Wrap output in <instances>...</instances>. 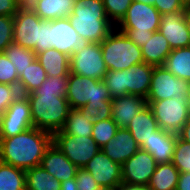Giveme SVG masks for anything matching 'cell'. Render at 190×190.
I'll return each mask as SVG.
<instances>
[{
	"label": "cell",
	"instance_id": "39",
	"mask_svg": "<svg viewBox=\"0 0 190 190\" xmlns=\"http://www.w3.org/2000/svg\"><path fill=\"white\" fill-rule=\"evenodd\" d=\"M19 76L15 67L5 53H0V83L18 87Z\"/></svg>",
	"mask_w": 190,
	"mask_h": 190
},
{
	"label": "cell",
	"instance_id": "10",
	"mask_svg": "<svg viewBox=\"0 0 190 190\" xmlns=\"http://www.w3.org/2000/svg\"><path fill=\"white\" fill-rule=\"evenodd\" d=\"M52 142L78 168H83L101 149L92 136H72L60 131L52 135Z\"/></svg>",
	"mask_w": 190,
	"mask_h": 190
},
{
	"label": "cell",
	"instance_id": "6",
	"mask_svg": "<svg viewBox=\"0 0 190 190\" xmlns=\"http://www.w3.org/2000/svg\"><path fill=\"white\" fill-rule=\"evenodd\" d=\"M66 99L71 109L84 107L88 102L112 101L103 80L69 73Z\"/></svg>",
	"mask_w": 190,
	"mask_h": 190
},
{
	"label": "cell",
	"instance_id": "18",
	"mask_svg": "<svg viewBox=\"0 0 190 190\" xmlns=\"http://www.w3.org/2000/svg\"><path fill=\"white\" fill-rule=\"evenodd\" d=\"M139 149V144L127 128H119L115 137L101 148L106 156L121 165Z\"/></svg>",
	"mask_w": 190,
	"mask_h": 190
},
{
	"label": "cell",
	"instance_id": "41",
	"mask_svg": "<svg viewBox=\"0 0 190 190\" xmlns=\"http://www.w3.org/2000/svg\"><path fill=\"white\" fill-rule=\"evenodd\" d=\"M19 94L18 87L0 83V111L3 113Z\"/></svg>",
	"mask_w": 190,
	"mask_h": 190
},
{
	"label": "cell",
	"instance_id": "21",
	"mask_svg": "<svg viewBox=\"0 0 190 190\" xmlns=\"http://www.w3.org/2000/svg\"><path fill=\"white\" fill-rule=\"evenodd\" d=\"M153 70L154 66L145 62L125 69L126 95H138L146 99L151 86Z\"/></svg>",
	"mask_w": 190,
	"mask_h": 190
},
{
	"label": "cell",
	"instance_id": "24",
	"mask_svg": "<svg viewBox=\"0 0 190 190\" xmlns=\"http://www.w3.org/2000/svg\"><path fill=\"white\" fill-rule=\"evenodd\" d=\"M48 77L65 76L70 73V57L51 48L36 54Z\"/></svg>",
	"mask_w": 190,
	"mask_h": 190
},
{
	"label": "cell",
	"instance_id": "43",
	"mask_svg": "<svg viewBox=\"0 0 190 190\" xmlns=\"http://www.w3.org/2000/svg\"><path fill=\"white\" fill-rule=\"evenodd\" d=\"M78 190H95L99 184L95 182L92 174L84 168H78L75 177Z\"/></svg>",
	"mask_w": 190,
	"mask_h": 190
},
{
	"label": "cell",
	"instance_id": "40",
	"mask_svg": "<svg viewBox=\"0 0 190 190\" xmlns=\"http://www.w3.org/2000/svg\"><path fill=\"white\" fill-rule=\"evenodd\" d=\"M13 17L0 15V53L13 42Z\"/></svg>",
	"mask_w": 190,
	"mask_h": 190
},
{
	"label": "cell",
	"instance_id": "34",
	"mask_svg": "<svg viewBox=\"0 0 190 190\" xmlns=\"http://www.w3.org/2000/svg\"><path fill=\"white\" fill-rule=\"evenodd\" d=\"M84 117L90 122L102 121L111 118V101H102L100 103L88 102L84 107L79 108Z\"/></svg>",
	"mask_w": 190,
	"mask_h": 190
},
{
	"label": "cell",
	"instance_id": "47",
	"mask_svg": "<svg viewBox=\"0 0 190 190\" xmlns=\"http://www.w3.org/2000/svg\"><path fill=\"white\" fill-rule=\"evenodd\" d=\"M178 136L182 140L190 143V119L184 124Z\"/></svg>",
	"mask_w": 190,
	"mask_h": 190
},
{
	"label": "cell",
	"instance_id": "7",
	"mask_svg": "<svg viewBox=\"0 0 190 190\" xmlns=\"http://www.w3.org/2000/svg\"><path fill=\"white\" fill-rule=\"evenodd\" d=\"M159 128L178 135L190 119L187 98H168L161 101H146Z\"/></svg>",
	"mask_w": 190,
	"mask_h": 190
},
{
	"label": "cell",
	"instance_id": "17",
	"mask_svg": "<svg viewBox=\"0 0 190 190\" xmlns=\"http://www.w3.org/2000/svg\"><path fill=\"white\" fill-rule=\"evenodd\" d=\"M40 166L60 182L75 178L78 169L53 142L46 149Z\"/></svg>",
	"mask_w": 190,
	"mask_h": 190
},
{
	"label": "cell",
	"instance_id": "29",
	"mask_svg": "<svg viewBox=\"0 0 190 190\" xmlns=\"http://www.w3.org/2000/svg\"><path fill=\"white\" fill-rule=\"evenodd\" d=\"M47 75L42 65L36 59L28 67L23 70L19 76L18 89L20 94L27 95L39 88L46 80Z\"/></svg>",
	"mask_w": 190,
	"mask_h": 190
},
{
	"label": "cell",
	"instance_id": "1",
	"mask_svg": "<svg viewBox=\"0 0 190 190\" xmlns=\"http://www.w3.org/2000/svg\"><path fill=\"white\" fill-rule=\"evenodd\" d=\"M52 134L31 127L10 138H0V161L23 170L40 166Z\"/></svg>",
	"mask_w": 190,
	"mask_h": 190
},
{
	"label": "cell",
	"instance_id": "12",
	"mask_svg": "<svg viewBox=\"0 0 190 190\" xmlns=\"http://www.w3.org/2000/svg\"><path fill=\"white\" fill-rule=\"evenodd\" d=\"M156 166L154 157L148 151L139 149L121 165L122 183L148 185Z\"/></svg>",
	"mask_w": 190,
	"mask_h": 190
},
{
	"label": "cell",
	"instance_id": "48",
	"mask_svg": "<svg viewBox=\"0 0 190 190\" xmlns=\"http://www.w3.org/2000/svg\"><path fill=\"white\" fill-rule=\"evenodd\" d=\"M118 190H151L148 185L121 184Z\"/></svg>",
	"mask_w": 190,
	"mask_h": 190
},
{
	"label": "cell",
	"instance_id": "16",
	"mask_svg": "<svg viewBox=\"0 0 190 190\" xmlns=\"http://www.w3.org/2000/svg\"><path fill=\"white\" fill-rule=\"evenodd\" d=\"M159 32L169 42L171 49L190 46V33L184 18V11L161 15Z\"/></svg>",
	"mask_w": 190,
	"mask_h": 190
},
{
	"label": "cell",
	"instance_id": "5",
	"mask_svg": "<svg viewBox=\"0 0 190 190\" xmlns=\"http://www.w3.org/2000/svg\"><path fill=\"white\" fill-rule=\"evenodd\" d=\"M100 47L107 70H125L144 62L141 48L116 28L100 43Z\"/></svg>",
	"mask_w": 190,
	"mask_h": 190
},
{
	"label": "cell",
	"instance_id": "9",
	"mask_svg": "<svg viewBox=\"0 0 190 190\" xmlns=\"http://www.w3.org/2000/svg\"><path fill=\"white\" fill-rule=\"evenodd\" d=\"M189 94L190 82L177 78L164 66L154 67L146 101L188 98Z\"/></svg>",
	"mask_w": 190,
	"mask_h": 190
},
{
	"label": "cell",
	"instance_id": "46",
	"mask_svg": "<svg viewBox=\"0 0 190 190\" xmlns=\"http://www.w3.org/2000/svg\"><path fill=\"white\" fill-rule=\"evenodd\" d=\"M176 190H190V172H180Z\"/></svg>",
	"mask_w": 190,
	"mask_h": 190
},
{
	"label": "cell",
	"instance_id": "33",
	"mask_svg": "<svg viewBox=\"0 0 190 190\" xmlns=\"http://www.w3.org/2000/svg\"><path fill=\"white\" fill-rule=\"evenodd\" d=\"M118 129V125L112 118L94 121L91 136L96 144L102 148L107 142L115 137Z\"/></svg>",
	"mask_w": 190,
	"mask_h": 190
},
{
	"label": "cell",
	"instance_id": "32",
	"mask_svg": "<svg viewBox=\"0 0 190 190\" xmlns=\"http://www.w3.org/2000/svg\"><path fill=\"white\" fill-rule=\"evenodd\" d=\"M4 53L13 64L15 63L18 76L36 60V53L33 50L24 48L15 42H12L6 48Z\"/></svg>",
	"mask_w": 190,
	"mask_h": 190
},
{
	"label": "cell",
	"instance_id": "11",
	"mask_svg": "<svg viewBox=\"0 0 190 190\" xmlns=\"http://www.w3.org/2000/svg\"><path fill=\"white\" fill-rule=\"evenodd\" d=\"M33 127L29 100L26 95L18 97L2 113L0 138H10Z\"/></svg>",
	"mask_w": 190,
	"mask_h": 190
},
{
	"label": "cell",
	"instance_id": "19",
	"mask_svg": "<svg viewBox=\"0 0 190 190\" xmlns=\"http://www.w3.org/2000/svg\"><path fill=\"white\" fill-rule=\"evenodd\" d=\"M111 103V118L119 128H127L132 118L147 105L144 97L130 94L113 98Z\"/></svg>",
	"mask_w": 190,
	"mask_h": 190
},
{
	"label": "cell",
	"instance_id": "13",
	"mask_svg": "<svg viewBox=\"0 0 190 190\" xmlns=\"http://www.w3.org/2000/svg\"><path fill=\"white\" fill-rule=\"evenodd\" d=\"M40 19L31 8H20L13 16V42L33 50L39 44Z\"/></svg>",
	"mask_w": 190,
	"mask_h": 190
},
{
	"label": "cell",
	"instance_id": "55",
	"mask_svg": "<svg viewBox=\"0 0 190 190\" xmlns=\"http://www.w3.org/2000/svg\"><path fill=\"white\" fill-rule=\"evenodd\" d=\"M187 102H188V107H189V112H190V94H189V97L187 98Z\"/></svg>",
	"mask_w": 190,
	"mask_h": 190
},
{
	"label": "cell",
	"instance_id": "28",
	"mask_svg": "<svg viewBox=\"0 0 190 190\" xmlns=\"http://www.w3.org/2000/svg\"><path fill=\"white\" fill-rule=\"evenodd\" d=\"M26 190H60L61 182L41 166L25 170Z\"/></svg>",
	"mask_w": 190,
	"mask_h": 190
},
{
	"label": "cell",
	"instance_id": "36",
	"mask_svg": "<svg viewBox=\"0 0 190 190\" xmlns=\"http://www.w3.org/2000/svg\"><path fill=\"white\" fill-rule=\"evenodd\" d=\"M103 81L112 99L126 95L125 70H108Z\"/></svg>",
	"mask_w": 190,
	"mask_h": 190
},
{
	"label": "cell",
	"instance_id": "37",
	"mask_svg": "<svg viewBox=\"0 0 190 190\" xmlns=\"http://www.w3.org/2000/svg\"><path fill=\"white\" fill-rule=\"evenodd\" d=\"M108 19L116 26L125 16L133 0H102Z\"/></svg>",
	"mask_w": 190,
	"mask_h": 190
},
{
	"label": "cell",
	"instance_id": "8",
	"mask_svg": "<svg viewBox=\"0 0 190 190\" xmlns=\"http://www.w3.org/2000/svg\"><path fill=\"white\" fill-rule=\"evenodd\" d=\"M69 63L70 73L89 78L104 80V76L108 72L102 57L100 43L84 42L70 56Z\"/></svg>",
	"mask_w": 190,
	"mask_h": 190
},
{
	"label": "cell",
	"instance_id": "20",
	"mask_svg": "<svg viewBox=\"0 0 190 190\" xmlns=\"http://www.w3.org/2000/svg\"><path fill=\"white\" fill-rule=\"evenodd\" d=\"M176 139V134L159 128L153 132V136L142 144L140 149L148 151L157 164L171 163Z\"/></svg>",
	"mask_w": 190,
	"mask_h": 190
},
{
	"label": "cell",
	"instance_id": "50",
	"mask_svg": "<svg viewBox=\"0 0 190 190\" xmlns=\"http://www.w3.org/2000/svg\"><path fill=\"white\" fill-rule=\"evenodd\" d=\"M20 8H32L39 0H17Z\"/></svg>",
	"mask_w": 190,
	"mask_h": 190
},
{
	"label": "cell",
	"instance_id": "30",
	"mask_svg": "<svg viewBox=\"0 0 190 190\" xmlns=\"http://www.w3.org/2000/svg\"><path fill=\"white\" fill-rule=\"evenodd\" d=\"M0 190H26L25 170L0 161Z\"/></svg>",
	"mask_w": 190,
	"mask_h": 190
},
{
	"label": "cell",
	"instance_id": "25",
	"mask_svg": "<svg viewBox=\"0 0 190 190\" xmlns=\"http://www.w3.org/2000/svg\"><path fill=\"white\" fill-rule=\"evenodd\" d=\"M75 0H39L31 9L42 19L51 21L71 15Z\"/></svg>",
	"mask_w": 190,
	"mask_h": 190
},
{
	"label": "cell",
	"instance_id": "27",
	"mask_svg": "<svg viewBox=\"0 0 190 190\" xmlns=\"http://www.w3.org/2000/svg\"><path fill=\"white\" fill-rule=\"evenodd\" d=\"M164 67L177 78L190 82V46L172 49Z\"/></svg>",
	"mask_w": 190,
	"mask_h": 190
},
{
	"label": "cell",
	"instance_id": "35",
	"mask_svg": "<svg viewBox=\"0 0 190 190\" xmlns=\"http://www.w3.org/2000/svg\"><path fill=\"white\" fill-rule=\"evenodd\" d=\"M172 163L179 172H190V143L182 140L178 135L174 146Z\"/></svg>",
	"mask_w": 190,
	"mask_h": 190
},
{
	"label": "cell",
	"instance_id": "4",
	"mask_svg": "<svg viewBox=\"0 0 190 190\" xmlns=\"http://www.w3.org/2000/svg\"><path fill=\"white\" fill-rule=\"evenodd\" d=\"M160 20L161 14L153 5L133 1L115 28L141 48L159 31Z\"/></svg>",
	"mask_w": 190,
	"mask_h": 190
},
{
	"label": "cell",
	"instance_id": "54",
	"mask_svg": "<svg viewBox=\"0 0 190 190\" xmlns=\"http://www.w3.org/2000/svg\"><path fill=\"white\" fill-rule=\"evenodd\" d=\"M184 6H190V0H180Z\"/></svg>",
	"mask_w": 190,
	"mask_h": 190
},
{
	"label": "cell",
	"instance_id": "22",
	"mask_svg": "<svg viewBox=\"0 0 190 190\" xmlns=\"http://www.w3.org/2000/svg\"><path fill=\"white\" fill-rule=\"evenodd\" d=\"M171 50L169 42L159 31L153 32L152 37L141 47L143 61L154 67L164 66Z\"/></svg>",
	"mask_w": 190,
	"mask_h": 190
},
{
	"label": "cell",
	"instance_id": "23",
	"mask_svg": "<svg viewBox=\"0 0 190 190\" xmlns=\"http://www.w3.org/2000/svg\"><path fill=\"white\" fill-rule=\"evenodd\" d=\"M127 129L141 147L145 141L153 136V132L159 129V126L150 107L146 105L132 118Z\"/></svg>",
	"mask_w": 190,
	"mask_h": 190
},
{
	"label": "cell",
	"instance_id": "53",
	"mask_svg": "<svg viewBox=\"0 0 190 190\" xmlns=\"http://www.w3.org/2000/svg\"><path fill=\"white\" fill-rule=\"evenodd\" d=\"M141 3H146L154 6L155 0H133Z\"/></svg>",
	"mask_w": 190,
	"mask_h": 190
},
{
	"label": "cell",
	"instance_id": "52",
	"mask_svg": "<svg viewBox=\"0 0 190 190\" xmlns=\"http://www.w3.org/2000/svg\"><path fill=\"white\" fill-rule=\"evenodd\" d=\"M95 190H118V188L99 185Z\"/></svg>",
	"mask_w": 190,
	"mask_h": 190
},
{
	"label": "cell",
	"instance_id": "14",
	"mask_svg": "<svg viewBox=\"0 0 190 190\" xmlns=\"http://www.w3.org/2000/svg\"><path fill=\"white\" fill-rule=\"evenodd\" d=\"M83 168L100 186L118 188L122 184L121 164L112 161L101 149Z\"/></svg>",
	"mask_w": 190,
	"mask_h": 190
},
{
	"label": "cell",
	"instance_id": "2",
	"mask_svg": "<svg viewBox=\"0 0 190 190\" xmlns=\"http://www.w3.org/2000/svg\"><path fill=\"white\" fill-rule=\"evenodd\" d=\"M84 42L101 43L114 29L102 0H75L68 17Z\"/></svg>",
	"mask_w": 190,
	"mask_h": 190
},
{
	"label": "cell",
	"instance_id": "51",
	"mask_svg": "<svg viewBox=\"0 0 190 190\" xmlns=\"http://www.w3.org/2000/svg\"><path fill=\"white\" fill-rule=\"evenodd\" d=\"M184 18L187 25V29L189 30L190 33V6H185Z\"/></svg>",
	"mask_w": 190,
	"mask_h": 190
},
{
	"label": "cell",
	"instance_id": "42",
	"mask_svg": "<svg viewBox=\"0 0 190 190\" xmlns=\"http://www.w3.org/2000/svg\"><path fill=\"white\" fill-rule=\"evenodd\" d=\"M47 49H51L50 21L40 19L39 44L35 45V48L33 49V51L37 54Z\"/></svg>",
	"mask_w": 190,
	"mask_h": 190
},
{
	"label": "cell",
	"instance_id": "45",
	"mask_svg": "<svg viewBox=\"0 0 190 190\" xmlns=\"http://www.w3.org/2000/svg\"><path fill=\"white\" fill-rule=\"evenodd\" d=\"M19 9L17 0H0V15L13 17Z\"/></svg>",
	"mask_w": 190,
	"mask_h": 190
},
{
	"label": "cell",
	"instance_id": "3",
	"mask_svg": "<svg viewBox=\"0 0 190 190\" xmlns=\"http://www.w3.org/2000/svg\"><path fill=\"white\" fill-rule=\"evenodd\" d=\"M26 96L30 104L33 127L52 135L62 129L71 110L66 97L41 92H31Z\"/></svg>",
	"mask_w": 190,
	"mask_h": 190
},
{
	"label": "cell",
	"instance_id": "26",
	"mask_svg": "<svg viewBox=\"0 0 190 190\" xmlns=\"http://www.w3.org/2000/svg\"><path fill=\"white\" fill-rule=\"evenodd\" d=\"M179 174L172 162L157 164L148 186L151 190H176Z\"/></svg>",
	"mask_w": 190,
	"mask_h": 190
},
{
	"label": "cell",
	"instance_id": "49",
	"mask_svg": "<svg viewBox=\"0 0 190 190\" xmlns=\"http://www.w3.org/2000/svg\"><path fill=\"white\" fill-rule=\"evenodd\" d=\"M60 190H78L75 178L69 179L65 182H61Z\"/></svg>",
	"mask_w": 190,
	"mask_h": 190
},
{
	"label": "cell",
	"instance_id": "56",
	"mask_svg": "<svg viewBox=\"0 0 190 190\" xmlns=\"http://www.w3.org/2000/svg\"><path fill=\"white\" fill-rule=\"evenodd\" d=\"M1 116H2V112L0 111V126H1Z\"/></svg>",
	"mask_w": 190,
	"mask_h": 190
},
{
	"label": "cell",
	"instance_id": "38",
	"mask_svg": "<svg viewBox=\"0 0 190 190\" xmlns=\"http://www.w3.org/2000/svg\"><path fill=\"white\" fill-rule=\"evenodd\" d=\"M69 75L48 77L40 85L39 88L33 92L60 94L62 97H66L67 84Z\"/></svg>",
	"mask_w": 190,
	"mask_h": 190
},
{
	"label": "cell",
	"instance_id": "15",
	"mask_svg": "<svg viewBox=\"0 0 190 190\" xmlns=\"http://www.w3.org/2000/svg\"><path fill=\"white\" fill-rule=\"evenodd\" d=\"M84 43L69 18H58L50 21V45L69 57Z\"/></svg>",
	"mask_w": 190,
	"mask_h": 190
},
{
	"label": "cell",
	"instance_id": "31",
	"mask_svg": "<svg viewBox=\"0 0 190 190\" xmlns=\"http://www.w3.org/2000/svg\"><path fill=\"white\" fill-rule=\"evenodd\" d=\"M93 123L84 117L79 109H71L60 132L88 137L92 135Z\"/></svg>",
	"mask_w": 190,
	"mask_h": 190
},
{
	"label": "cell",
	"instance_id": "44",
	"mask_svg": "<svg viewBox=\"0 0 190 190\" xmlns=\"http://www.w3.org/2000/svg\"><path fill=\"white\" fill-rule=\"evenodd\" d=\"M154 7L161 15L174 11H185V6L180 0H155Z\"/></svg>",
	"mask_w": 190,
	"mask_h": 190
}]
</instances>
